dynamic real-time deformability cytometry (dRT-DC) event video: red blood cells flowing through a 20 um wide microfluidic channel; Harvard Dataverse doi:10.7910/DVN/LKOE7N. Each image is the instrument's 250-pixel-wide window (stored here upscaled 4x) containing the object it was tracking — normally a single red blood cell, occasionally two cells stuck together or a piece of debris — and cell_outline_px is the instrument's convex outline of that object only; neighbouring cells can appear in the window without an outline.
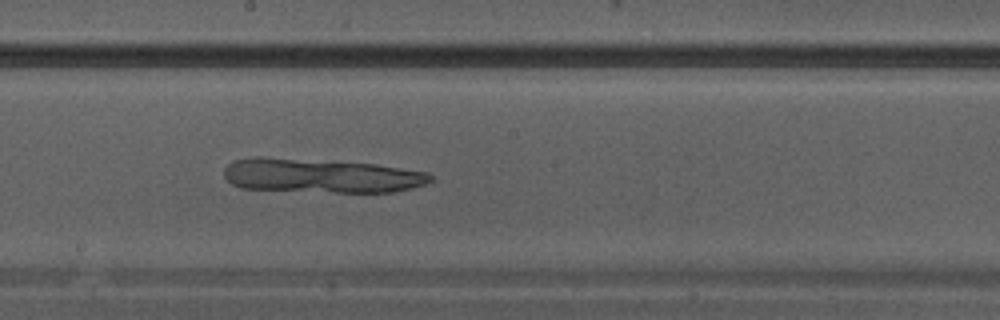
{"species": "Egyptian fruit bat (a non-hibernating species)", "species_latin": "Rousettus aegyptiacus", "temperature_condition": "warm", "stored_images_in_passage": 12, "camera_frame_rate_fps": 3000, "um_per_image_px": 0.085, "animal": {"sex": "male"}, "frame": {"image": 1, "passage_image": 12, "time_ms": 3.667, "image_size_px": [1000, 320], "cell_outline_px": [[436, 180], [412, 188], [396, 192], [336, 192], [240, 188], [232, 184], [224, 176], [224, 168], [232, 160], [252, 156], [260, 156], [376, 164], [428, 172]], "centroid_in_image_um": [27.28, 14.92], "position_along_channel_um": 220.9, "area_um2": 41.33}}